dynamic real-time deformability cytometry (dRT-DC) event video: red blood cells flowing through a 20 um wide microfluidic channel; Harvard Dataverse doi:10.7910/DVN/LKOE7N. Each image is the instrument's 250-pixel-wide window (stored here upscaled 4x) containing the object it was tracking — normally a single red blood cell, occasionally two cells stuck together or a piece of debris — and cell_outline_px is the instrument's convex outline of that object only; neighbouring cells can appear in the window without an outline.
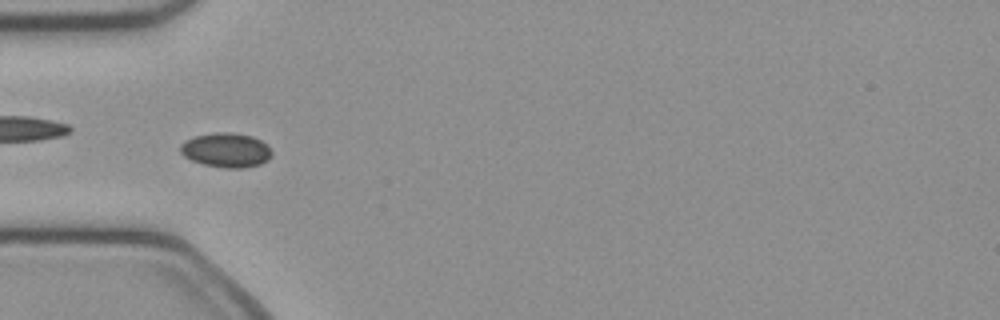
{"species": "common noctule bat (a hibernating species)", "species_latin": "Nyctalus noctula", "temperature_condition": "cold", "stored_images_in_passage": 46, "camera_frame_rate_fps": 3000, "um_per_image_px": 0.085, "animal": {"sex": "female", "body_mass_g": 21.9}, "frame": {"image": 1, "passage_image": 11, "time_ms": 3.333, "image_size_px": [1000, 320], "cell_outline_px": [[272, 156], [268, 160], [260, 164], [244, 168], [224, 168], [204, 164], [192, 160], [184, 156], [180, 152], [180, 144], [184, 140], [192, 136], [216, 132], [232, 132], [252, 136], [268, 144], [272, 152]], "centroid_in_image_um": [19.22, 12.75], "position_along_channel_um": 65.8, "area_um2": 18.61}}
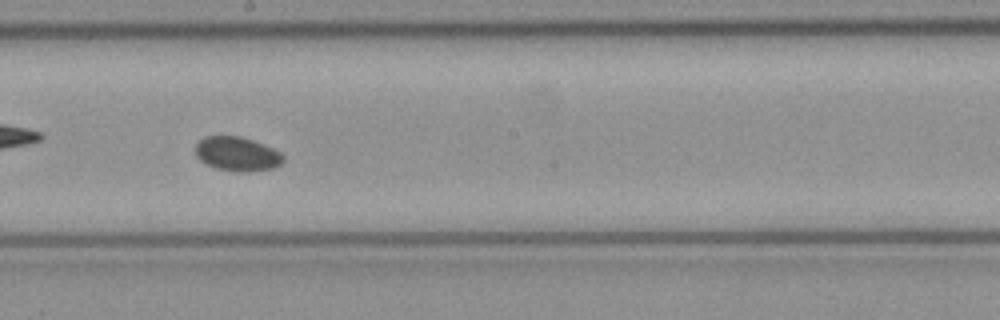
{"frame": {"image": 2, "passage_image": 23, "time_ms": 7.333, "image_size_px": [1000, 320], "cell_outline_px": [[284, 160], [280, 164], [272, 168], [244, 172], [236, 172], [216, 168], [204, 164], [196, 156], [196, 144], [204, 136], [240, 136], [252, 140], [272, 148], [280, 152], [284, 156]], "centroid_in_image_um": [20.13, 13.09], "position_along_channel_um": 228.1, "area_um2": 17.46}}
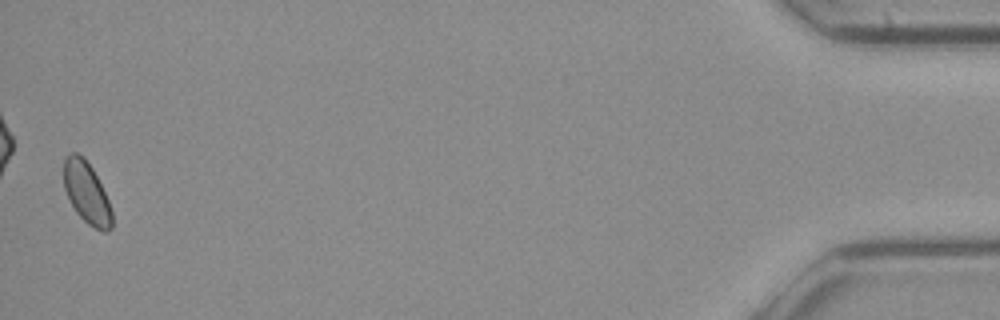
{"frame": {"image": 3, "passage_image": 45, "time_ms": 14.667, "image_size_px": [1000, 320], "cell_outline_px": [[112, 228], [108, 232], [104, 232], [88, 224], [76, 212], [64, 188], [64, 156], [68, 152], [76, 152], [84, 156], [92, 168], [108, 200], [112, 212]], "centroid_in_image_um": [7.35, 16.35], "position_along_channel_um": 427.8, "area_um2": 17.22}}